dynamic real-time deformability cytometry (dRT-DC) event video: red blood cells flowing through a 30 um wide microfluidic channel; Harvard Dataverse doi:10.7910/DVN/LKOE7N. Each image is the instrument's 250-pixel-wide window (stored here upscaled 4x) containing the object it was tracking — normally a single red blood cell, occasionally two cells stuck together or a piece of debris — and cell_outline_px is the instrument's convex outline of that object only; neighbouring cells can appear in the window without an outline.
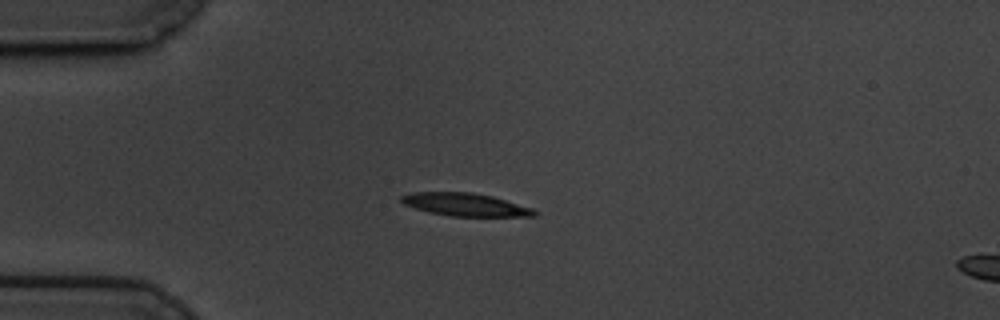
{"species": "common noctule bat (a hibernating species)", "species_latin": "Nyctalus noctula", "temperature_condition": "cold", "stored_images_in_passage": 45, "camera_frame_rate_fps": 3000, "um_per_image_px": 0.085, "animal": {"sex": "male", "body_mass_g": 19.5, "forearm_length_mm": 54.6}, "frame": {"image": 1, "passage_image": 1, "time_ms": 0.0, "image_size_px": [1000, 320], "cell_outline_px": [[536, 216], [452, 216], [428, 212], [404, 204], [400, 200], [400, 196], [412, 192], [472, 192], [492, 196], [532, 208], [536, 212]], "centroid_in_image_um": [39.52, 17.38], "position_along_channel_um": 45.5, "area_um2": 17.57}}
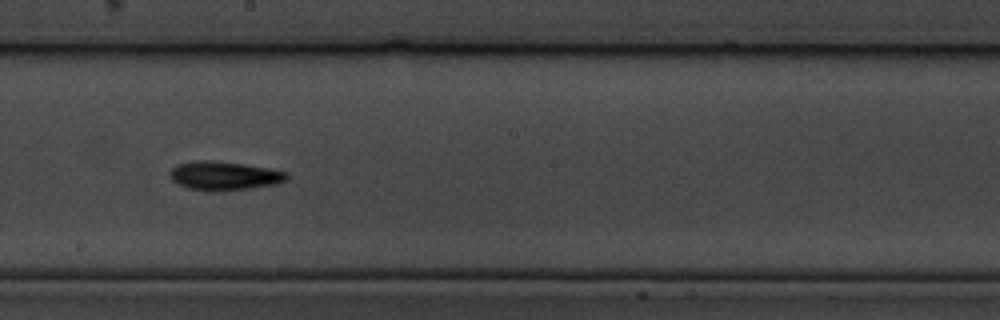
{"frame": {"image": 2, "passage_image": 19, "time_ms": 6.0, "image_size_px": [1000, 320], "cell_outline_px": [[288, 180], [276, 184], [248, 188], [188, 188], [176, 184], [168, 176], [168, 172], [176, 164], [196, 160], [204, 160], [244, 164], [268, 168], [288, 172]], "centroid_in_image_um": [19.04, 14.89], "position_along_channel_um": 229.2, "area_um2": 18.9}}
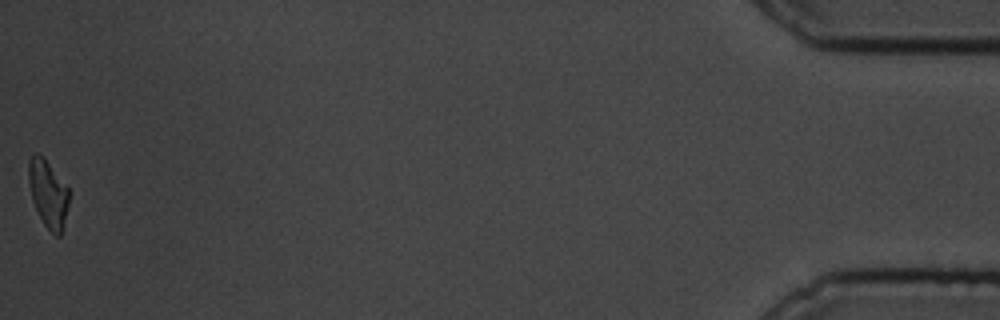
{"frame": {"image": 3, "passage_image": 45, "time_ms": 14.667, "image_size_px": [1000, 320], "cell_outline_px": [[68, 204], [60, 236], [56, 236], [44, 224], [32, 200], [28, 180], [28, 160], [36, 152], [44, 156], [68, 188]], "centroid_in_image_um": [4.06, 16.4], "position_along_channel_um": 431.1, "area_um2": 15.61}, "authors_computed_cell_mechanics": {"area_um2": 17.4556, "velocity_mm_per_s": 3.401, "shape_relaxation_time_tau1_ms": 4.9946, "shape_relaxation_time_tau2_ms": null, "deformation_change_tau1": 0.1816, "deformation_change_tau2": null}}